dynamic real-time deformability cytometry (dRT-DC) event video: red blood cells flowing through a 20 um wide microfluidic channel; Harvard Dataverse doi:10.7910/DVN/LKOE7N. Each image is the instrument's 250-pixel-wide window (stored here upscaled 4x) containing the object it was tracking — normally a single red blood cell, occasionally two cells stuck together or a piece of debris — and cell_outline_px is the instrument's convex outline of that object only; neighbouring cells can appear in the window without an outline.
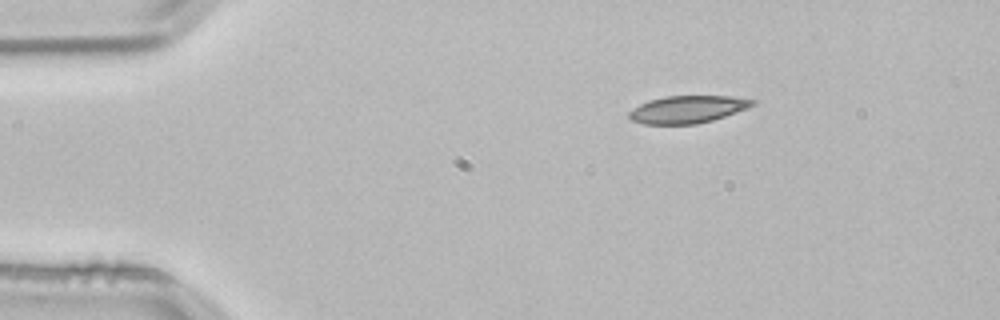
{"species": "common noctule bat (a hibernating species)", "species_latin": "Nyctalus noctula", "temperature_condition": "room temperature", "stored_images_in_passage": 3, "camera_frame_rate_fps": 3000, "um_per_image_px": 0.085, "animal": {"sex": "male", "body_mass_g": 21.5, "forearm_length_mm": 52.0}, "frame": {"image": 1, "passage_image": 1, "time_ms": 0.0, "image_size_px": [1000, 320], "cell_outline_px": [[756, 104], [748, 108], [712, 120], [696, 124], [644, 124], [632, 120], [628, 116], [628, 112], [632, 108], [648, 100], [664, 96], [732, 96], [756, 100]], "centroid_in_image_um": [58.43, 9.29], "position_along_channel_um": 26.6, "area_um2": 19.77}}
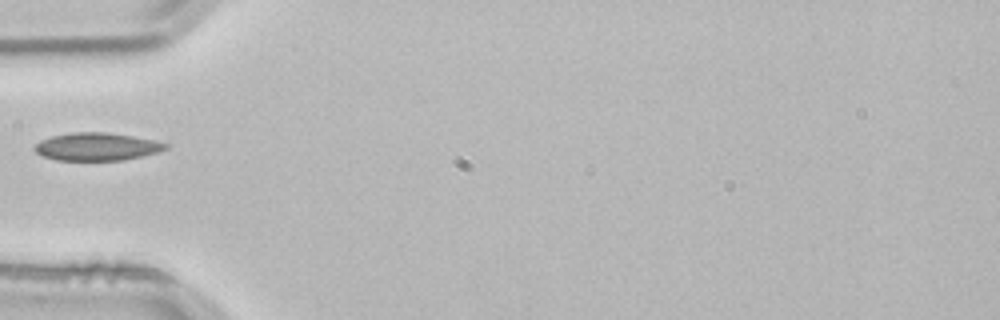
{"frame": {"image": 2, "passage_image": 3, "time_ms": 0.667, "image_size_px": [1000, 320], "cell_outline_px": [[168, 148], [156, 152], [124, 160], [56, 160], [44, 156], [36, 152], [32, 148], [40, 140], [52, 136], [72, 132], [108, 132], [156, 140], [168, 144]], "centroid_in_image_um": [8.21, 12.46], "position_along_channel_um": 76.8, "area_um2": 21.15}}